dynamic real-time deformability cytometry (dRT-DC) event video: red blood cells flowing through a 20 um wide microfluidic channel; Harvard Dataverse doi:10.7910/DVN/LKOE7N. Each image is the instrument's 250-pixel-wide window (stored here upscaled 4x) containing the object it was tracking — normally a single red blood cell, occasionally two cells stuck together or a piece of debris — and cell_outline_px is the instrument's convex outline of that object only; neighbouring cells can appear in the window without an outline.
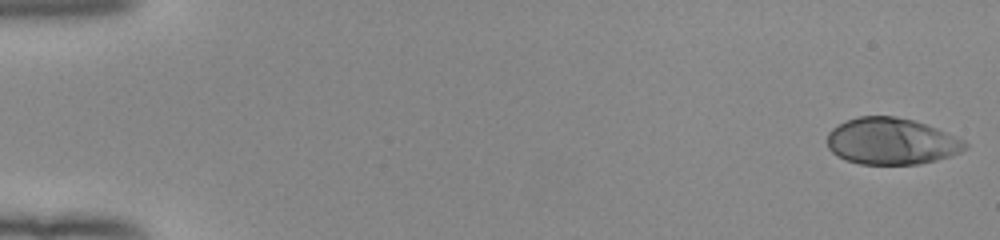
{"species": "human", "species_latin": "Homo sapiens", "temperature_condition": "room temperature", "stored_images_in_passage": 52, "camera_frame_rate_fps": 3000, "um_per_image_px": 0.085, "donor": {"sex": "female"}, "frame": {"image": 1, "passage_image": 1, "time_ms": 0.0, "image_size_px": [1000, 240], "cell_outline_px": [[968, 148], [960, 152], [936, 160], [920, 164], [860, 164], [844, 160], [836, 156], [828, 148], [828, 132], [832, 128], [848, 120], [860, 116], [892, 116], [912, 120], [936, 128], [964, 140], [968, 144]], "centroid_in_image_um": [75.75, 12.02], "position_along_channel_um": 9.2, "area_um2": 37.28}}
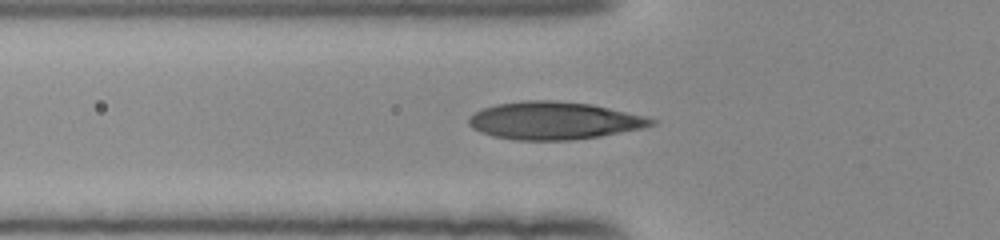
{"frame": {"image": 2, "passage_image": 19, "time_ms": 6.0, "image_size_px": [1000, 240], "cell_outline_px": [[656, 124], [640, 128], [600, 136], [568, 140], [516, 140], [492, 136], [480, 132], [472, 128], [468, 124], [468, 116], [484, 108], [496, 104], [524, 100], [552, 100], [592, 104], [644, 116], [656, 120]], "centroid_in_image_um": [47.04, 10.25], "position_along_channel_um": 78.8, "area_um2": 39.88}}
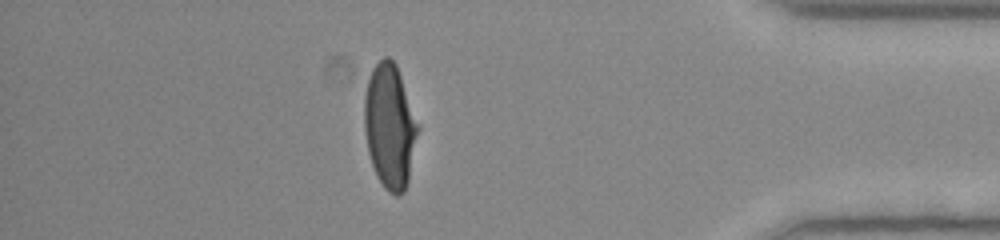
{"frame": {"image": 3, "passage_image": 46, "time_ms": 15.0, "image_size_px": [1000, 240], "cell_outline_px": [[420, 128], [408, 180], [404, 192], [400, 196], [396, 196], [388, 192], [384, 188], [376, 176], [368, 152], [364, 128], [364, 96], [368, 80], [372, 68], [384, 56], [388, 56], [396, 64]], "centroid_in_image_um": [33.13, 10.76], "position_along_channel_um": 402.1, "area_um2": 38.96}, "authors_computed_cell_mechanics": {"area_um2": 38.6682, "velocity_mm_per_s": 3.966, "shape_relaxation_time_tau1_ms": 4.1938, "shape_relaxation_time_tau2_ms": null, "deformation_change_tau1": 0.2129, "deformation_change_tau2": null}}